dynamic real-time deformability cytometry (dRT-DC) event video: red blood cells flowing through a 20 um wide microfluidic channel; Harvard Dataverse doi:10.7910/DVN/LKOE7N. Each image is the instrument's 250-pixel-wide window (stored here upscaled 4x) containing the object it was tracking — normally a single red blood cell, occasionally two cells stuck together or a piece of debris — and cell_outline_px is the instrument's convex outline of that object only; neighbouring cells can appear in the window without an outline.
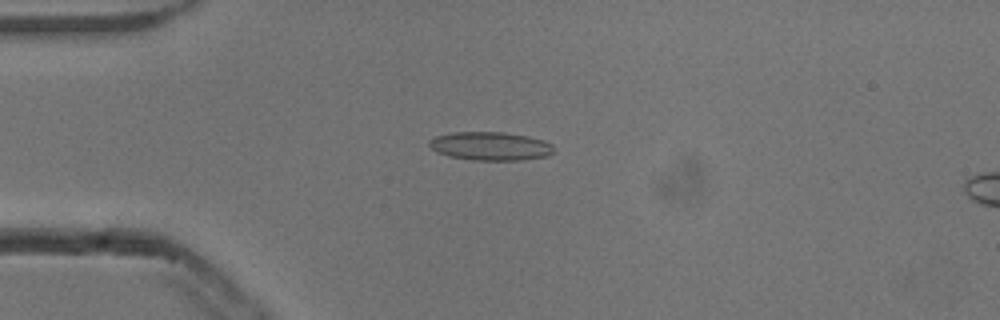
{"species": "common noctule bat (a hibernating species)", "species_latin": "Nyctalus noctula", "temperature_condition": "cold", "stored_images_in_passage": 51, "camera_frame_rate_fps": 3000, "um_per_image_px": 0.085, "animal": {"sex": "male", "body_mass_g": 13.3}, "frame": {"image": 1, "passage_image": 11, "time_ms": 3.333, "image_size_px": [1000, 320], "cell_outline_px": [[556, 148], [548, 156], [520, 160], [472, 160], [448, 156], [436, 152], [428, 144], [428, 140], [436, 136], [452, 132], [504, 132], [528, 136], [544, 140], [552, 144]], "centroid_in_image_um": [41.69, 12.42], "position_along_channel_um": 43.3, "area_um2": 20.87}}
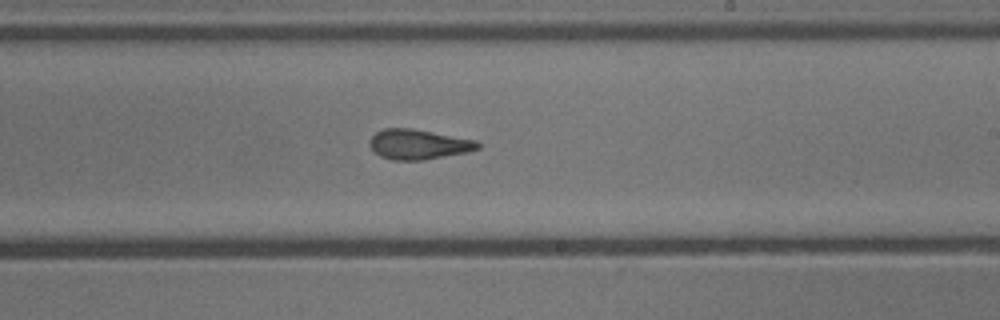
{"frame": {"image": 2, "passage_image": 29, "time_ms": 9.333, "image_size_px": [1000, 320], "cell_outline_px": [[480, 148], [468, 152], [424, 160], [392, 160], [380, 156], [368, 144], [368, 140], [376, 132], [384, 128], [412, 128], [476, 140], [480, 144]], "centroid_in_image_um": [35.56, 12.27], "position_along_channel_um": 253.4, "area_um2": 18.96}}
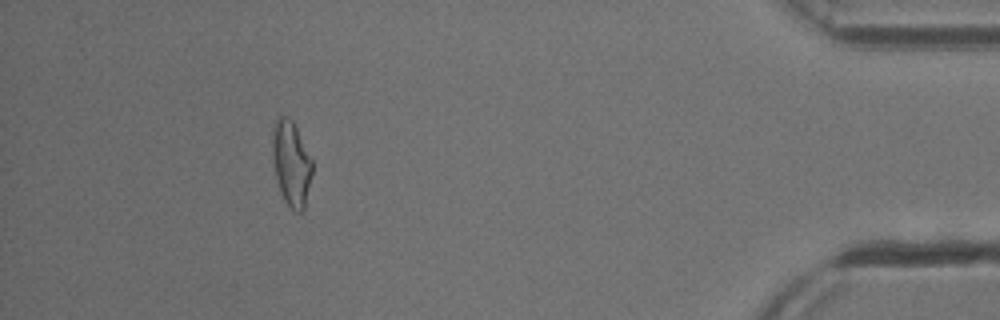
{"frame": {"image": 3, "passage_image": 46, "time_ms": 15.0, "image_size_px": [1000, 320], "cell_outline_px": [[312, 172], [304, 208], [300, 212], [296, 212], [284, 200], [280, 192], [276, 180], [272, 164], [272, 124], [280, 116], [288, 116], [292, 120], [312, 160]], "centroid_in_image_um": [24.72, 13.86], "position_along_channel_um": 410.5, "area_um2": 19.77}, "authors_computed_cell_mechanics": {"area_um2": 19.1896, "velocity_mm_per_s": 3.8484, "shape_relaxation_time_tau1_ms": null, "shape_relaxation_time_tau2_ms": 1.9433, "deformation_change_tau1": null, "deformation_change_tau2": 0.0982}}